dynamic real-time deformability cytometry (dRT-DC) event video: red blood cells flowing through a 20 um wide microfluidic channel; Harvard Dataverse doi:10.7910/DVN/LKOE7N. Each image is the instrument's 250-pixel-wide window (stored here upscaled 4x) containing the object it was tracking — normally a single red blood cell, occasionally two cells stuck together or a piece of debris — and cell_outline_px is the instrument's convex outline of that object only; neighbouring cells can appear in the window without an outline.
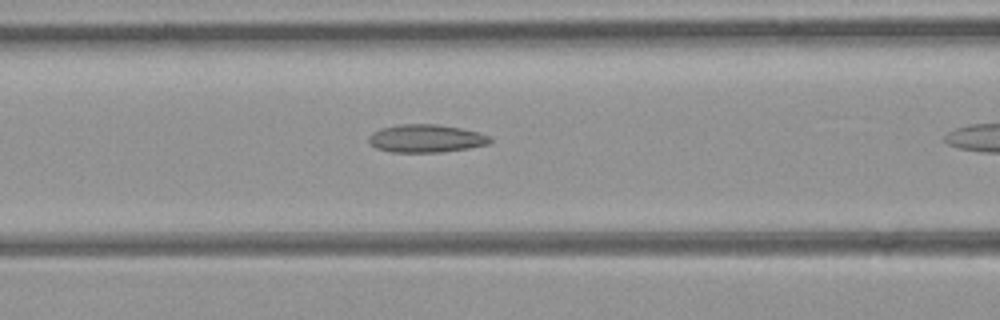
{"species": "common noctule bat (a hibernating species)", "species_latin": "Nyctalus noctula", "temperature_condition": "room temperature", "stored_images_in_passage": 6, "camera_frame_rate_fps": 3000, "um_per_image_px": 0.085, "animal": {"sex": "female", "body_mass_g": 21.9}, "frame": {"image": 1, "passage_image": 5, "time_ms": 1.333, "image_size_px": [1000, 320], "cell_outline_px": [[492, 140], [488, 144], [468, 148], [440, 152], [392, 152], [376, 148], [368, 140], [368, 136], [372, 132], [380, 128], [400, 124], [436, 124], [460, 128], [480, 132], [492, 136]], "centroid_in_image_um": [36.22, 11.76], "position_along_channel_um": 130.4, "area_um2": 19.83}}